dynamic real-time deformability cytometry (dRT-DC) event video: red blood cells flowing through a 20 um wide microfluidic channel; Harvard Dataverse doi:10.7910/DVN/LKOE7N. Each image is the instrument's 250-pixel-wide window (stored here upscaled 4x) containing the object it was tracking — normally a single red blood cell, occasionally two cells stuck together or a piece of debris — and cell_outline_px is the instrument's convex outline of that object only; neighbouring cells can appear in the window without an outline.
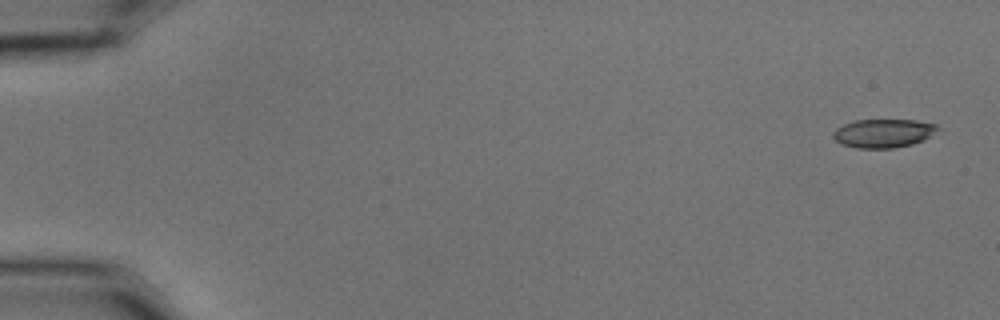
{"species": "common noctule bat (a hibernating species)", "species_latin": "Nyctalus noctula", "temperature_condition": "cold", "stored_images_in_passage": 5, "camera_frame_rate_fps": 3000, "um_per_image_px": 0.085, "animal": {"sex": "male", "body_mass_g": 15.6}, "frame": {"image": 1, "passage_image": 1, "time_ms": 0.0, "image_size_px": [1000, 320], "cell_outline_px": [[940, 128], [924, 140], [912, 144], [892, 148], [856, 148], [844, 144], [836, 140], [832, 136], [832, 132], [836, 128], [844, 124], [856, 120], [916, 120], [936, 124]], "centroid_in_image_um": [75.09, 11.32], "position_along_channel_um": 9.9, "area_um2": 17.34}}
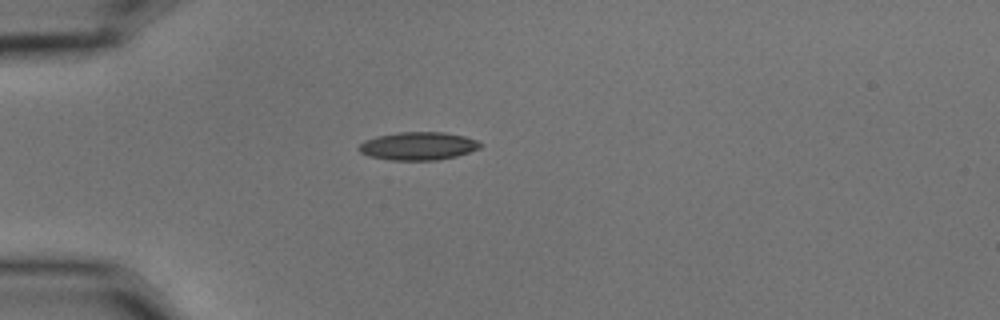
{"frame": {"image": 2, "passage_image": 5, "time_ms": 1.333, "image_size_px": [1000, 320], "cell_outline_px": [[484, 144], [480, 148], [456, 156], [436, 160], [392, 160], [368, 156], [360, 152], [356, 148], [364, 140], [376, 136], [400, 132], [444, 132], [464, 136], [476, 140]], "centroid_in_image_um": [35.52, 12.41], "position_along_channel_um": 49.5, "area_um2": 19.88}}